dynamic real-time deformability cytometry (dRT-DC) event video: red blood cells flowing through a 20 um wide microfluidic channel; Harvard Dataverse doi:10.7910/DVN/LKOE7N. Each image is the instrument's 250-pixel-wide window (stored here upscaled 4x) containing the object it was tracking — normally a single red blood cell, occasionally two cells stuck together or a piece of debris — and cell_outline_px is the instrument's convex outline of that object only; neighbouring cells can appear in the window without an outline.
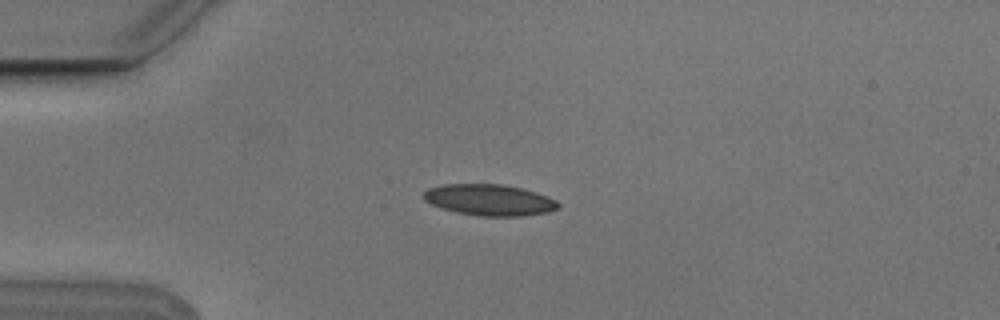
{"species": "Egyptian fruit bat (a non-hibernating species)", "species_latin": "Rousettus aegyptiacus", "temperature_condition": "cold", "stored_images_in_passage": 7, "camera_frame_rate_fps": 3000, "um_per_image_px": 0.085, "animal": {"sex": "male"}, "frame": {"image": 1, "passage_image": 3, "time_ms": 0.667, "image_size_px": [1000, 320], "cell_outline_px": [[560, 208], [548, 212], [524, 216], [480, 216], [456, 212], [440, 208], [424, 200], [424, 192], [428, 188], [444, 184], [504, 184], [524, 188], [548, 196], [556, 200], [560, 204]], "centroid_in_image_um": [41.64, 16.99], "position_along_channel_um": 43.4, "area_um2": 24.74}}
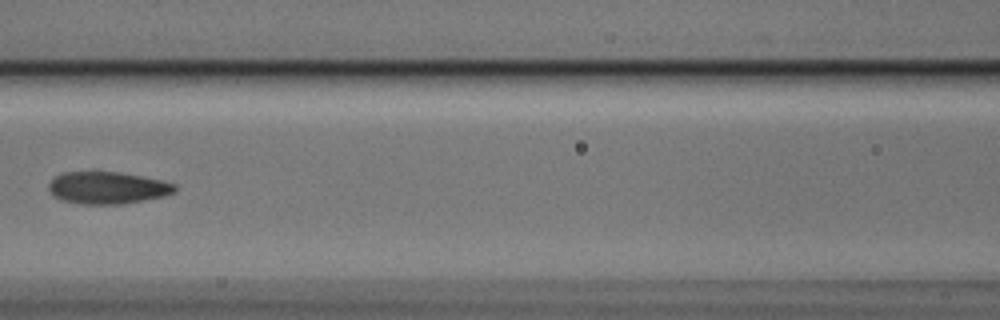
{"frame": {"image": 2, "passage_image": 6, "time_ms": 1.667, "image_size_px": [1000, 320], "cell_outline_px": [[176, 192], [164, 196], [124, 204], [80, 204], [60, 200], [52, 196], [48, 188], [48, 184], [56, 176], [64, 172], [92, 168], [96, 168], [120, 172], [160, 180], [176, 184]], "centroid_in_image_um": [9.07, 15.92], "position_along_channel_um": 157.5, "area_um2": 24.57}}
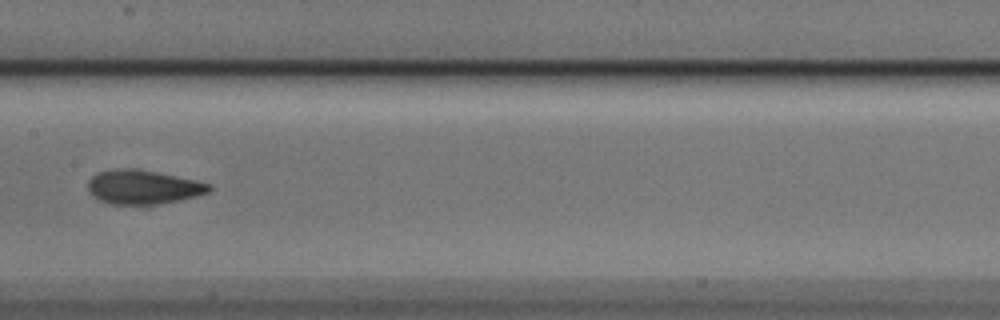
{"frame": {"image": 3, "passage_image": 7, "time_ms": 2.0, "image_size_px": [1000, 320], "cell_outline_px": [[212, 188], [208, 192], [196, 196], [180, 200], [160, 204], [108, 204], [92, 196], [88, 192], [88, 180], [96, 172], [128, 168], [136, 168], [196, 180], [212, 184]], "centroid_in_image_um": [12.15, 15.9], "position_along_channel_um": 195.3, "area_um2": 24.1}}